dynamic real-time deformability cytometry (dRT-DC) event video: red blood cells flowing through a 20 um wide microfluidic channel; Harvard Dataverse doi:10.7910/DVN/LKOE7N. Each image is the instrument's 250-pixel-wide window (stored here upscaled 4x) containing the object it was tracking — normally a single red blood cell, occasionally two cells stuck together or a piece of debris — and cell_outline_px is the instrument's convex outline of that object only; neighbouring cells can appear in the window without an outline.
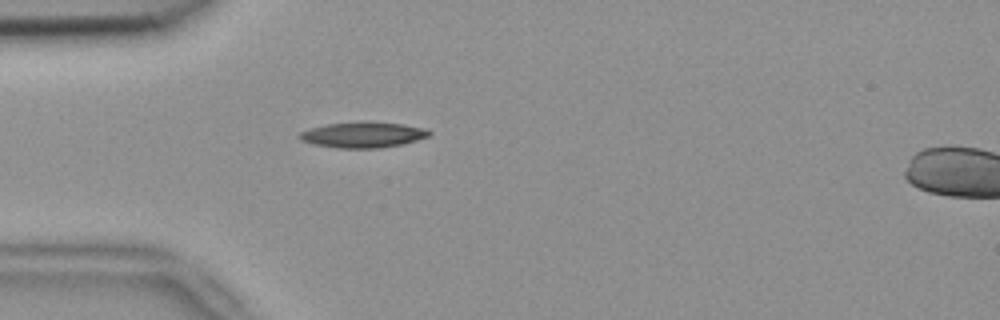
{"species": "common noctule bat (a hibernating species)", "species_latin": "Nyctalus noctula", "temperature_condition": "room temperature", "stored_images_in_passage": 53, "camera_frame_rate_fps": 3000, "um_per_image_px": 0.085, "animal": {"sex": "female", "body_mass_g": 18.4}, "frame": {"image": 1, "passage_image": 15, "time_ms": 4.667, "image_size_px": [1000, 320], "cell_outline_px": [[432, 132], [428, 136], [416, 140], [400, 144], [376, 148], [340, 148], [316, 144], [300, 140], [296, 136], [300, 132], [312, 128], [328, 124], [404, 124], [428, 128]], "centroid_in_image_um": [30.86, 11.49], "position_along_channel_um": 54.1, "area_um2": 18.38}}
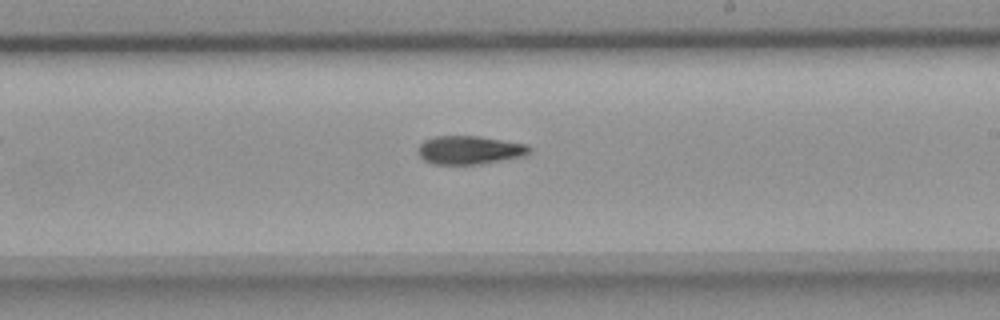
{"frame": {"image": 2, "passage_image": 31, "time_ms": 10.0, "image_size_px": [1000, 320], "cell_outline_px": [[532, 152], [524, 156], [480, 164], [432, 164], [424, 160], [420, 156], [420, 144], [424, 140], [436, 136], [476, 136], [528, 144], [532, 148]], "centroid_in_image_um": [39.96, 12.75], "position_along_channel_um": 249.0, "area_um2": 18.38}}
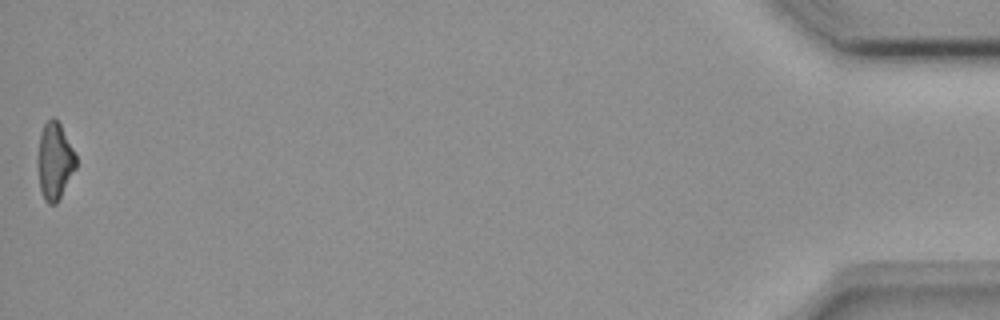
{"frame": {"image": 3, "passage_image": 53, "time_ms": 17.333, "image_size_px": [1000, 320], "cell_outline_px": [[76, 168], [56, 204], [48, 204], [44, 200], [40, 188], [36, 160], [40, 132], [44, 124], [52, 116], [60, 124], [76, 156]], "centroid_in_image_um": [4.61, 13.7], "position_along_channel_um": 430.6, "area_um2": 17.17}, "authors_computed_cell_mechanics": {"area_um2": 18.1492, "velocity_mm_per_s": 3.7956, "shape_relaxation_time_tau1_ms": 4.9954, "shape_relaxation_time_tau2_ms": null, "deformation_change_tau1": 0.1633, "deformation_change_tau2": null}}